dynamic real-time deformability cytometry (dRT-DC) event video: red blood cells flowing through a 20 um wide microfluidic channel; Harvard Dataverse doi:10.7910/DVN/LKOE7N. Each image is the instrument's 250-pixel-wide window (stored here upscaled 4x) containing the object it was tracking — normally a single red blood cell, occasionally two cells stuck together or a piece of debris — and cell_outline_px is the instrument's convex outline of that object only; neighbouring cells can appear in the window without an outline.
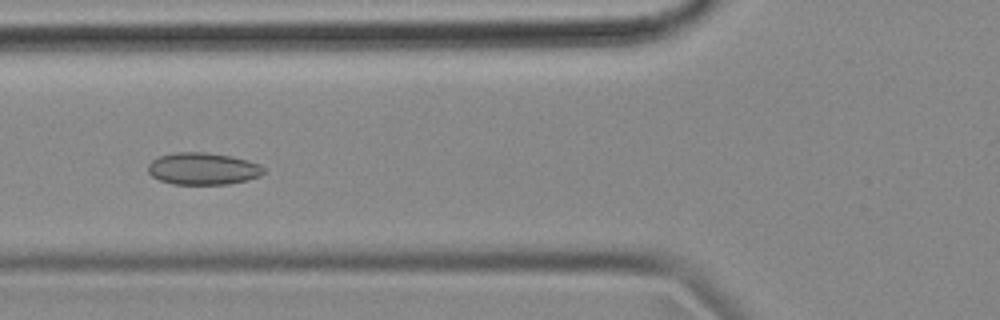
{"species": "common noctule bat (a hibernating species)", "species_latin": "Nyctalus noctula", "temperature_condition": "cold", "stored_images_in_passage": 8, "camera_frame_rate_fps": 3000, "um_per_image_px": 0.085, "animal": {"sex": "female", "body_mass_g": 18.4}, "frame": {"image": 1, "passage_image": 6, "time_ms": 1.667, "image_size_px": [1000, 320], "cell_outline_px": [[264, 172], [260, 176], [248, 180], [228, 184], [172, 184], [160, 180], [152, 176], [148, 172], [148, 164], [152, 160], [160, 156], [176, 152], [204, 152], [232, 156], [248, 160], [260, 164], [264, 168]], "centroid_in_image_um": [17.26, 14.34], "position_along_channel_um": 108.5, "area_um2": 21.68}}